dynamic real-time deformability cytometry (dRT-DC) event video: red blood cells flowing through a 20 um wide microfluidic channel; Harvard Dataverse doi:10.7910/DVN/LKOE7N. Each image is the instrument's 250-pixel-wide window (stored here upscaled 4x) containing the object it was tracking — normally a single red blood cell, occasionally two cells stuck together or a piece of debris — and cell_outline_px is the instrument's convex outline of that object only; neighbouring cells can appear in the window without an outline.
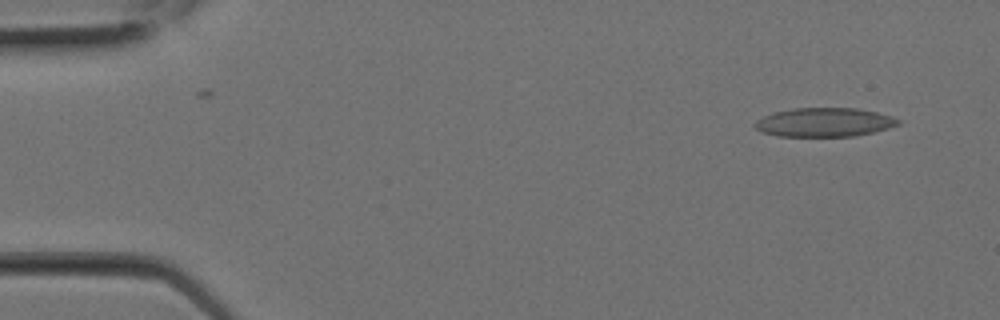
{"species": "Egyptian fruit bat (a non-hibernating species)", "species_latin": "Rousettus aegyptiacus", "temperature_condition": "room temperature", "stored_images_in_passage": 2, "camera_frame_rate_fps": 3000, "um_per_image_px": 0.085, "animal": {"sex": "female"}, "frame": {"image": 1, "passage_image": 1, "time_ms": 0.0, "image_size_px": [1000, 320], "cell_outline_px": [[900, 124], [888, 128], [856, 136], [776, 136], [760, 132], [752, 124], [756, 120], [764, 116], [776, 112], [792, 108], [856, 108], [876, 112], [892, 116], [900, 120]], "centroid_in_image_um": [70.05, 10.4], "position_along_channel_um": 15.0, "area_um2": 24.16}}
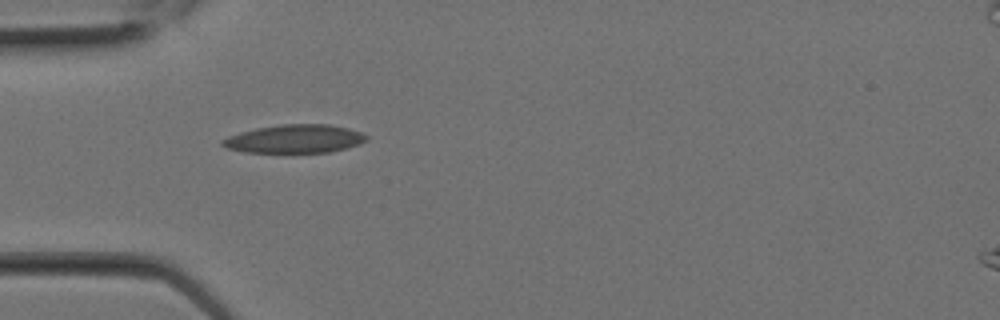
{"frame": {"image": 2, "passage_image": 2, "time_ms": 0.333, "image_size_px": [1000, 320], "cell_outline_px": [[368, 140], [360, 144], [328, 152], [244, 152], [228, 148], [220, 144], [220, 140], [228, 136], [240, 132], [256, 128], [280, 124], [328, 124], [348, 128], [360, 132], [368, 136]], "centroid_in_image_um": [25.04, 11.79], "position_along_channel_um": 60.0, "area_um2": 23.76}}